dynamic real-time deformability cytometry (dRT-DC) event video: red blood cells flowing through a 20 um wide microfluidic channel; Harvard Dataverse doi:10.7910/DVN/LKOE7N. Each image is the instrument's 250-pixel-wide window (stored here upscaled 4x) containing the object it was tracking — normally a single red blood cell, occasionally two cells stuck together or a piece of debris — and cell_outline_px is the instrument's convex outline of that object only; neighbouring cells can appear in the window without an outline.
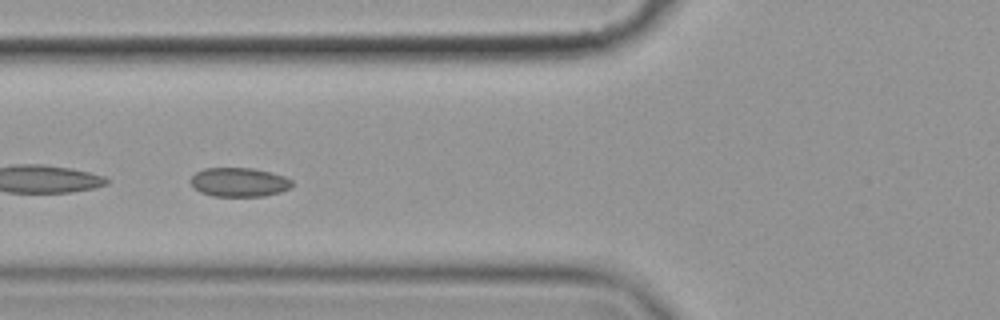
{"species": "common noctule bat (a hibernating species)", "species_latin": "Nyctalus noctula", "temperature_condition": "cold", "stored_images_in_passage": 52, "camera_frame_rate_fps": 3000, "um_per_image_px": 0.085, "animal": {"sex": "female", "body_mass_g": 19.9}, "frame": {"image": 1, "passage_image": 19, "time_ms": 6.0, "image_size_px": [1000, 320], "cell_outline_px": [[292, 188], [280, 192], [264, 196], [212, 196], [200, 192], [188, 180], [196, 172], [204, 168], [252, 168], [272, 172], [284, 176], [292, 180]], "centroid_in_image_um": [20.34, 15.48], "position_along_channel_um": 105.5, "area_um2": 17.28}}
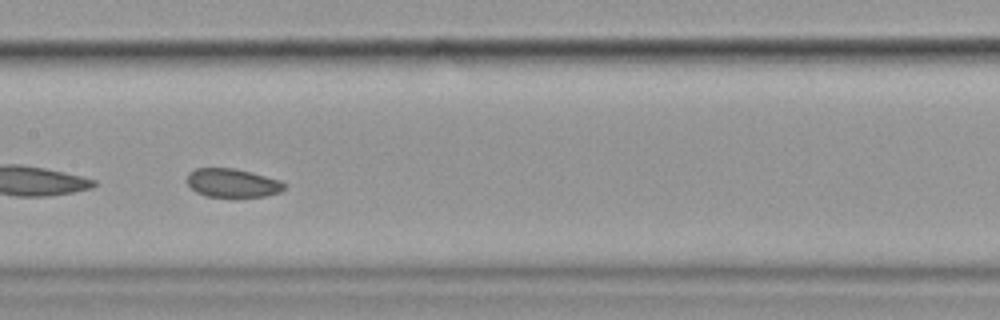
{"frame": {"image": 2, "passage_image": 26, "time_ms": 8.333, "image_size_px": [1000, 320], "cell_outline_px": [[284, 188], [280, 192], [264, 196], [204, 196], [196, 192], [188, 184], [188, 172], [196, 168], [232, 168], [252, 172], [280, 180], [284, 184]], "centroid_in_image_um": [19.74, 15.54], "position_along_channel_um": 187.7, "area_um2": 16.01}}
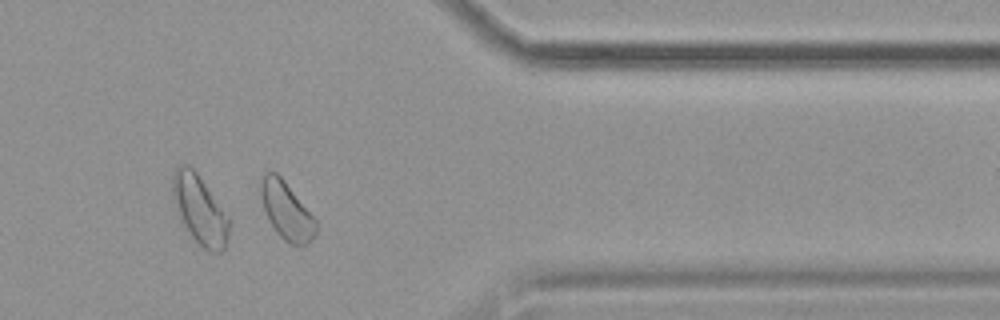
{"frame": {"image": 3, "passage_image": 44, "time_ms": 14.333, "image_size_px": [1000, 320], "cell_outline_px": [[316, 236], [308, 244], [292, 244], [284, 240], [276, 232], [268, 220], [264, 208], [260, 192], [260, 180], [264, 172], [276, 172], [284, 180], [316, 220]], "centroid_in_image_um": [24.34, 17.91], "position_along_channel_um": 387.1, "area_um2": 18.32}, "authors_computed_cell_mechanics": {"area_um2": 18.1781, "velocity_mm_per_s": 3.5273, "shape_relaxation_time_tau1_ms": 6.9315, "shape_relaxation_time_tau2_ms": null, "deformation_change_tau1": 0.046, "deformation_change_tau2": null}}